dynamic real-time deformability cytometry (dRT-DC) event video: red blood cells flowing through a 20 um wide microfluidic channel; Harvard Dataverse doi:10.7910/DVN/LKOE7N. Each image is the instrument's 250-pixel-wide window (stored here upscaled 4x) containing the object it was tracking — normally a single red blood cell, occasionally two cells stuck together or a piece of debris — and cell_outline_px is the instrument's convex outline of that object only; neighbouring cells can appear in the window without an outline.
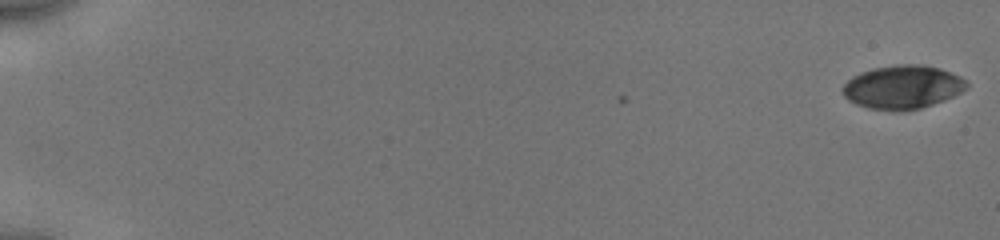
{"species": "human", "species_latin": "Homo sapiens", "temperature_condition": "cold", "stored_images_in_passage": 54, "camera_frame_rate_fps": 3000, "um_per_image_px": 0.085, "donor": {"sex": "male"}, "frame": {"image": 1, "passage_image": 1, "time_ms": 0.0, "image_size_px": [1000, 240], "cell_outline_px": [[968, 88], [944, 100], [920, 108], [896, 112], [868, 108], [856, 104], [848, 100], [844, 96], [844, 84], [852, 76], [860, 72], [876, 68], [900, 64], [920, 64], [940, 68], [960, 76], [968, 84]], "centroid_in_image_um": [76.72, 7.41], "position_along_channel_um": 8.3, "area_um2": 31.33}}
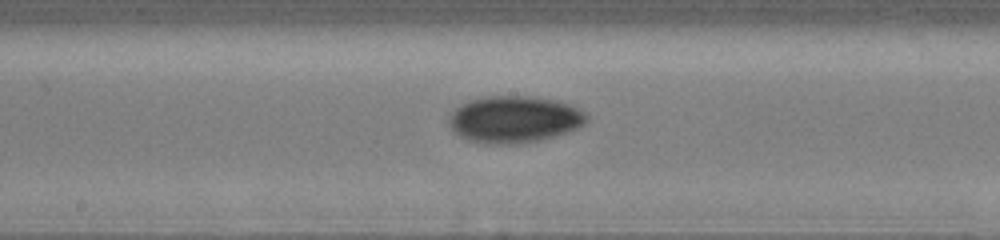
{"frame": {"image": 2, "passage_image": 31, "time_ms": 10.0, "image_size_px": [1000, 240], "cell_outline_px": [[588, 120], [580, 128], [556, 136], [540, 140], [516, 144], [484, 144], [468, 140], [460, 136], [448, 124], [448, 116], [460, 104], [472, 100], [488, 96], [536, 96], [560, 100], [584, 112], [588, 116]], "centroid_in_image_um": [43.74, 10.15], "position_along_channel_um": 204.5, "area_um2": 37.92}}
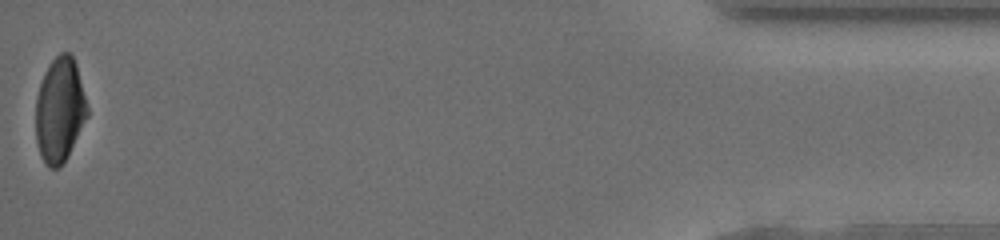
{"frame": {"image": 3, "passage_image": 54, "time_ms": 17.667, "image_size_px": [1000, 240], "cell_outline_px": [[88, 116], [68, 156], [60, 168], [48, 168], [40, 156], [36, 140], [36, 96], [44, 72], [52, 60], [60, 52], [68, 52], [72, 56], [76, 64], [88, 108]], "centroid_in_image_um": [5.07, 9.38], "position_along_channel_um": 430.1, "area_um2": 31.56}, "authors_computed_cell_mechanics": {"area_um2": 32.8015, "velocity_mm_per_s": 3.9679, "shape_relaxation_time_tau1_ms": 3.287, "shape_relaxation_time_tau2_ms": null, "deformation_change_tau1": 0.1282, "deformation_change_tau2": null}}